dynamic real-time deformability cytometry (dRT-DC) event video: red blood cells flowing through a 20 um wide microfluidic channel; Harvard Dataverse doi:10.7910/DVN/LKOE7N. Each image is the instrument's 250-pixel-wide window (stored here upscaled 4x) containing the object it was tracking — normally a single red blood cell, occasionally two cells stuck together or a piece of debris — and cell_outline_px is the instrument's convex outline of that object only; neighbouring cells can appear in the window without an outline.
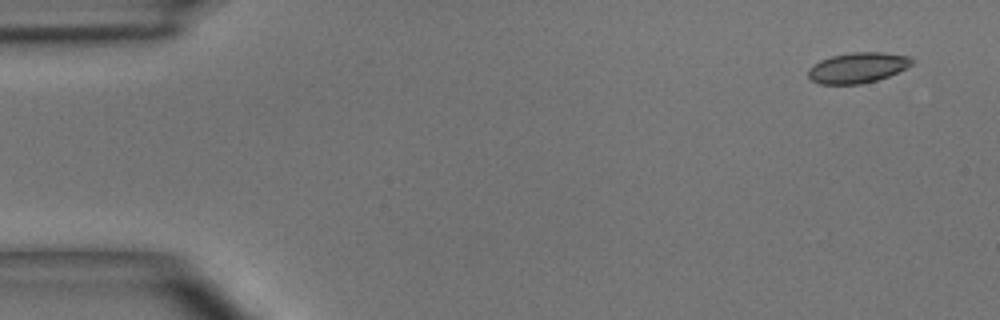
{"species": "common noctule bat (a hibernating species)", "species_latin": "Nyctalus noctula", "temperature_condition": "room temperature", "stored_images_in_passage": 3, "camera_frame_rate_fps": 3000, "um_per_image_px": 0.085, "animal": {"sex": "male", "body_mass_g": 15.6}, "frame": {"image": 1, "passage_image": 1, "time_ms": 0.0, "image_size_px": [1000, 320], "cell_outline_px": [[912, 64], [888, 76], [876, 80], [860, 84], [820, 84], [812, 80], [808, 76], [808, 68], [812, 64], [820, 60], [832, 56], [852, 52], [884, 52], [908, 56], [912, 60]], "centroid_in_image_um": [72.85, 5.75], "position_along_channel_um": 12.2, "area_um2": 18.26}}